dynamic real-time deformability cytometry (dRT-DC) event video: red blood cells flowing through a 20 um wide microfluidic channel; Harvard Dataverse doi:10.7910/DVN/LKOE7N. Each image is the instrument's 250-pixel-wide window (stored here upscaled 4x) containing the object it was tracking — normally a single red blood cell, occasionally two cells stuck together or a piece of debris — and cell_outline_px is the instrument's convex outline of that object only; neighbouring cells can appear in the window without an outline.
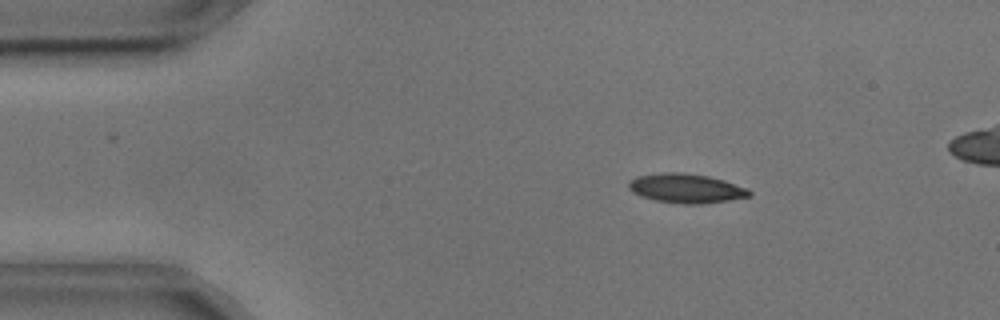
{"species": "common noctule bat (a hibernating species)", "species_latin": "Nyctalus noctula", "temperature_condition": "cold", "stored_images_in_passage": 48, "camera_frame_rate_fps": 3000, "um_per_image_px": 0.085, "animal": {"sex": "male", "body_mass_g": 17.9, "forearm_length_mm": 54.2}, "frame": {"image": 1, "passage_image": 4, "time_ms": 1.0, "image_size_px": [1000, 320], "cell_outline_px": [[752, 196], [728, 200], [700, 204], [684, 204], [656, 200], [640, 196], [632, 192], [628, 188], [628, 184], [636, 176], [664, 172], [680, 172], [708, 176], [724, 180], [748, 188], [752, 192]], "centroid_in_image_um": [58.33, 16.0], "position_along_channel_um": 26.7, "area_um2": 20.58}}
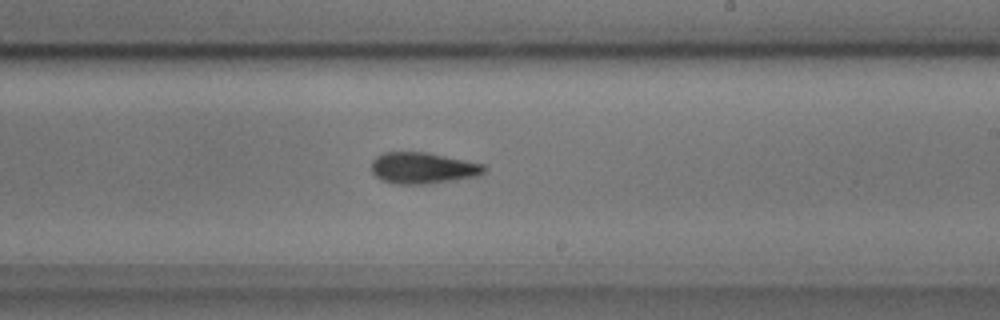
{"frame": {"image": 2, "passage_image": 27, "time_ms": 8.667, "image_size_px": [1000, 320], "cell_outline_px": [[484, 172], [476, 176], [456, 180], [428, 184], [400, 184], [380, 180], [372, 172], [372, 160], [376, 156], [384, 152], [428, 152], [484, 164]], "centroid_in_image_um": [35.92, 14.28], "position_along_channel_um": 253.1, "area_um2": 20.58}}
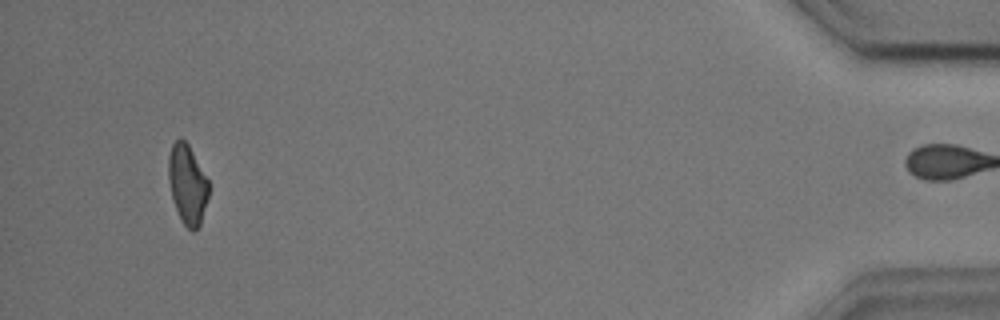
{"frame": {"image": 3, "passage_image": 47, "time_ms": 15.333, "image_size_px": [1000, 320], "cell_outline_px": [[208, 196], [200, 224], [192, 232], [184, 224], [172, 200], [168, 176], [168, 156], [172, 144], [180, 136], [188, 144], [208, 180]], "centroid_in_image_um": [15.91, 15.63], "position_along_channel_um": 419.3, "area_um2": 18.38}, "authors_computed_cell_mechanics": {"area_um2": 20.0277, "velocity_mm_per_s": 3.6425, "shape_relaxation_time_tau1_ms": 9.4089, "shape_relaxation_time_tau2_ms": 6.0952, "deformation_change_tau1": 0.1917, "deformation_change_tau2": 0.1167}}